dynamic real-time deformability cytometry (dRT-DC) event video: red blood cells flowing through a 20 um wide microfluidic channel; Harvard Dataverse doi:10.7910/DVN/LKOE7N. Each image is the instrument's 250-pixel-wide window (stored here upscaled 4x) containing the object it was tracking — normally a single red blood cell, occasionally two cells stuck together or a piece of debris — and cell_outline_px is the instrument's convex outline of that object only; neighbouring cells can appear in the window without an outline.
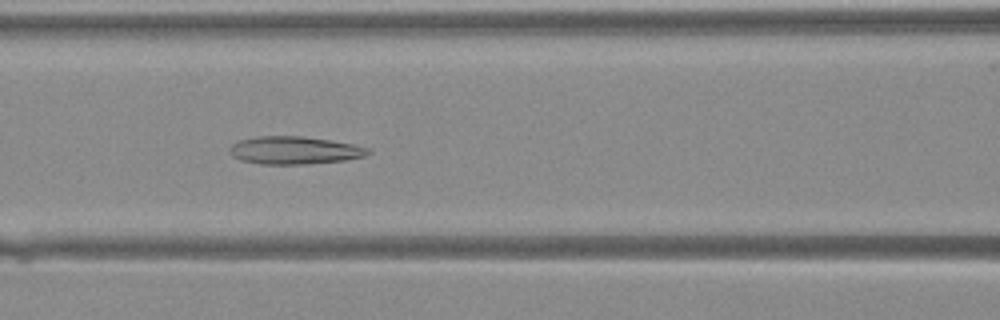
{"species": "Egyptian fruit bat (a non-hibernating species)", "species_latin": "Rousettus aegyptiacus", "temperature_condition": "warm", "stored_images_in_passage": 42, "camera_frame_rate_fps": 3000, "um_per_image_px": 0.085, "animal": {"sex": "female"}, "frame": {"image": 1, "passage_image": 18, "time_ms": 5.667, "image_size_px": [1000, 320], "cell_outline_px": [[372, 152], [364, 156], [344, 160], [304, 164], [260, 164], [240, 160], [232, 156], [228, 148], [232, 144], [240, 140], [256, 136], [300, 136], [328, 140], [352, 144], [372, 148]], "centroid_in_image_um": [25.01, 12.78], "position_along_channel_um": 141.6, "area_um2": 22.37}}
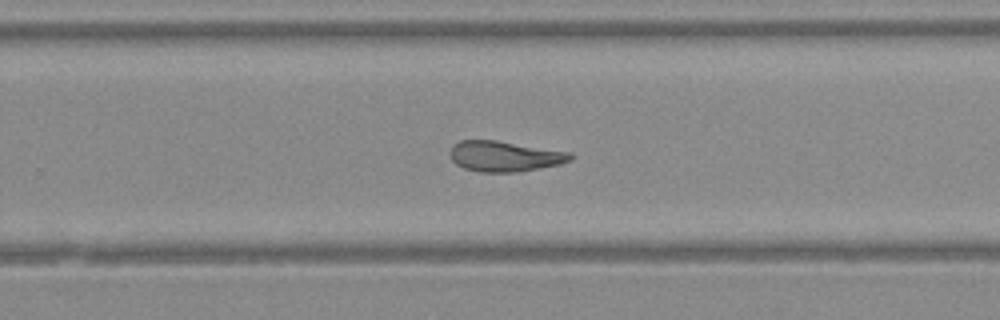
{"frame": {"image": 2, "passage_image": 27, "time_ms": 8.667, "image_size_px": [1000, 320], "cell_outline_px": [[572, 160], [560, 164], [516, 172], [480, 172], [464, 168], [456, 164], [452, 160], [448, 152], [452, 144], [460, 140], [496, 140], [572, 152]], "centroid_in_image_um": [42.86, 13.27], "position_along_channel_um": 286.9, "area_um2": 21.56}}
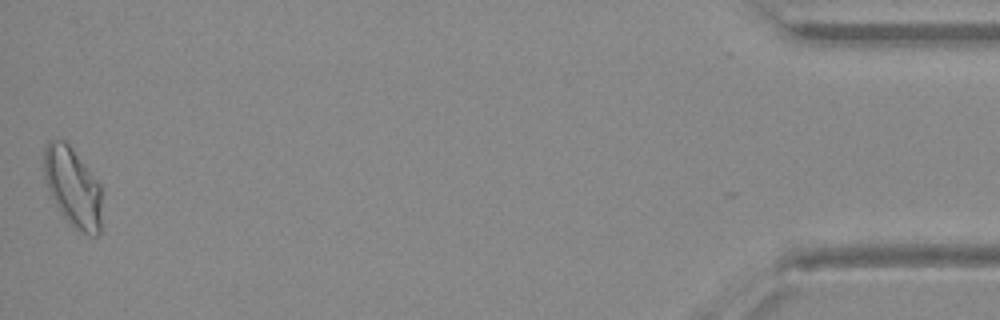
{"frame": {"image": 3, "passage_image": 41, "time_ms": 13.333, "image_size_px": [1000, 320], "cell_outline_px": [[100, 232], [96, 236], [88, 236], [76, 228], [64, 216], [48, 188], [44, 176], [44, 148], [48, 140], [64, 140], [68, 144], [100, 184]], "centroid_in_image_um": [6.18, 15.89], "position_along_channel_um": 429.0, "area_um2": 26.01}}